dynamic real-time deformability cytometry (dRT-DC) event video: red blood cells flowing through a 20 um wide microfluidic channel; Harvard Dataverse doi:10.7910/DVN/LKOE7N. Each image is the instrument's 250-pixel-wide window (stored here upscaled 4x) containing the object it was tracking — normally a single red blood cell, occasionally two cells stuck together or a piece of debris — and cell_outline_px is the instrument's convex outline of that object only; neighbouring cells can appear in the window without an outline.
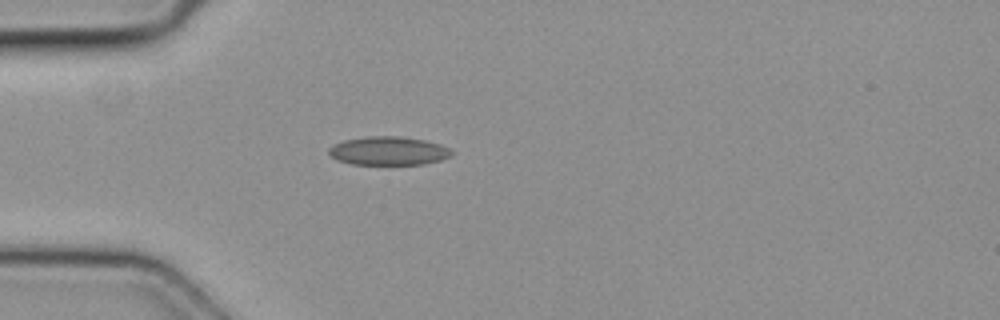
{"species": "common noctule bat (a hibernating species)", "species_latin": "Nyctalus noctula", "temperature_condition": "cold", "stored_images_in_passage": 1, "camera_frame_rate_fps": 3000, "um_per_image_px": 0.085, "animal": {"sex": "female", "body_mass_g": 19.3, "forearm_length_mm": 54.1}, "frame": {"image": 1, "passage_image": 1, "time_ms": 0.0, "image_size_px": [1000, 320], "cell_outline_px": [[452, 156], [440, 160], [424, 164], [352, 164], [336, 160], [328, 152], [328, 148], [332, 144], [344, 140], [368, 136], [400, 136], [424, 140], [440, 144], [448, 148], [452, 152]], "centroid_in_image_um": [32.99, 12.82], "position_along_channel_um": 52.0, "area_um2": 20.46}}